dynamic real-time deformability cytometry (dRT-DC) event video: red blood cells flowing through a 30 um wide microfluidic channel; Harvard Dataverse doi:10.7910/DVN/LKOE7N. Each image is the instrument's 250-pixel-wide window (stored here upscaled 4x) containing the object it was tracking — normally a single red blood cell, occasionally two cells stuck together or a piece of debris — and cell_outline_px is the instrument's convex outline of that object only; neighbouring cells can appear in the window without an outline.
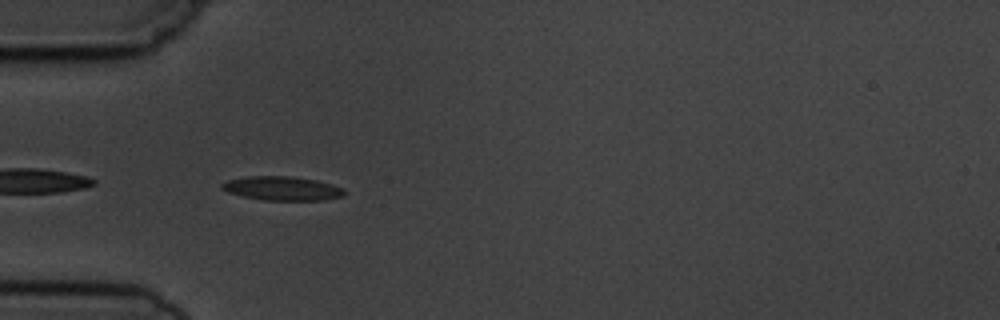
{"species": "common noctule bat (a hibernating species)", "species_latin": "Nyctalus noctula", "temperature_condition": "cold", "stored_images_in_passage": 4, "segment_of_instrument_passage": [2, 2], "camera_frame_rate_fps": 3000, "um_per_image_px": 0.085, "animal": {"sex": "male", "body_mass_g": 19.5, "forearm_length_mm": 54.6}, "frame": {"image": 1, "passage_image": 4, "time_ms": 4.333, "image_size_px": [1000, 320], "cell_outline_px": [[344, 196], [324, 200], [264, 200], [244, 196], [228, 192], [220, 188], [220, 184], [228, 180], [244, 176], [288, 176], [316, 180], [332, 184], [344, 188]], "centroid_in_image_um": [23.98, 16.01], "position_along_channel_um": 61.0, "area_um2": 17.11}}